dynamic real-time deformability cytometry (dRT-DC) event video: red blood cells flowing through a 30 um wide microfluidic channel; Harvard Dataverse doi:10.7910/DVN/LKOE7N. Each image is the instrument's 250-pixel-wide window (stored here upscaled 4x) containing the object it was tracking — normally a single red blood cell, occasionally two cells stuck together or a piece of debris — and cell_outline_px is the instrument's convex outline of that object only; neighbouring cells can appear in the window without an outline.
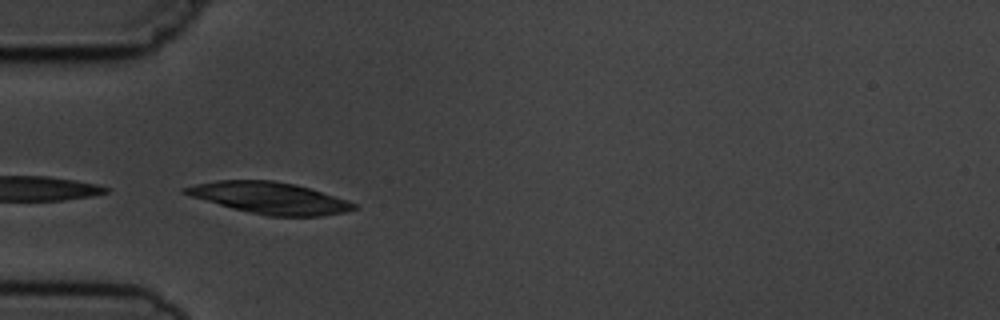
{"species": "common noctule bat (a hibernating species)", "species_latin": "Nyctalus noctula", "temperature_condition": "cold", "stored_images_in_passage": 5, "camera_frame_rate_fps": 3000, "um_per_image_px": 0.085, "animal": {"sex": "male", "body_mass_g": 19.5, "forearm_length_mm": 54.6}, "frame": {"image": 1, "passage_image": 4, "time_ms": 3.667, "image_size_px": [1000, 320], "cell_outline_px": [[356, 208], [348, 212], [320, 216], [268, 216], [232, 208], [192, 196], [180, 192], [180, 188], [196, 184], [220, 180], [272, 180], [296, 184], [348, 200], [356, 204]], "centroid_in_image_um": [22.94, 16.82], "position_along_channel_um": 62.1, "area_um2": 30.87}}